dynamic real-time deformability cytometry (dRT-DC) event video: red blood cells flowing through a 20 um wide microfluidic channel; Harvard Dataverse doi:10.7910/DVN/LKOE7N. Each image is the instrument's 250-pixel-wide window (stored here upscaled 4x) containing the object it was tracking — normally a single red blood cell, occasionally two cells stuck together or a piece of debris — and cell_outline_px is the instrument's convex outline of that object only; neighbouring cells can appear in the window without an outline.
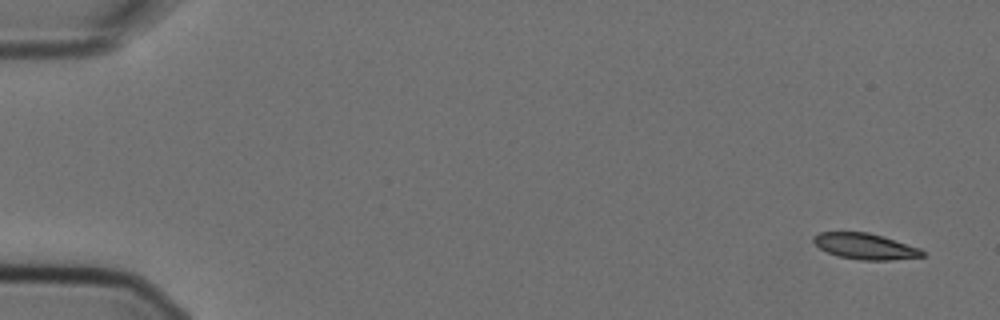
{"species": "Egyptian fruit bat (a non-hibernating species)", "species_latin": "Rousettus aegyptiacus", "temperature_condition": "cold", "stored_images_in_passage": 6, "segment_of_instrument_passage": [1, 2], "camera_frame_rate_fps": 3000, "um_per_image_px": 0.085, "animal": {"sex": "female"}, "frame": {"image": 1, "passage_image": 1, "time_ms": 0.0, "image_size_px": [1000, 320], "cell_outline_px": [[924, 256], [888, 260], [860, 260], [836, 256], [820, 248], [812, 240], [812, 236], [820, 232], [868, 232], [884, 236], [920, 248], [924, 252]], "centroid_in_image_um": [73.52, 20.93], "position_along_channel_um": 11.5, "area_um2": 16.47}}